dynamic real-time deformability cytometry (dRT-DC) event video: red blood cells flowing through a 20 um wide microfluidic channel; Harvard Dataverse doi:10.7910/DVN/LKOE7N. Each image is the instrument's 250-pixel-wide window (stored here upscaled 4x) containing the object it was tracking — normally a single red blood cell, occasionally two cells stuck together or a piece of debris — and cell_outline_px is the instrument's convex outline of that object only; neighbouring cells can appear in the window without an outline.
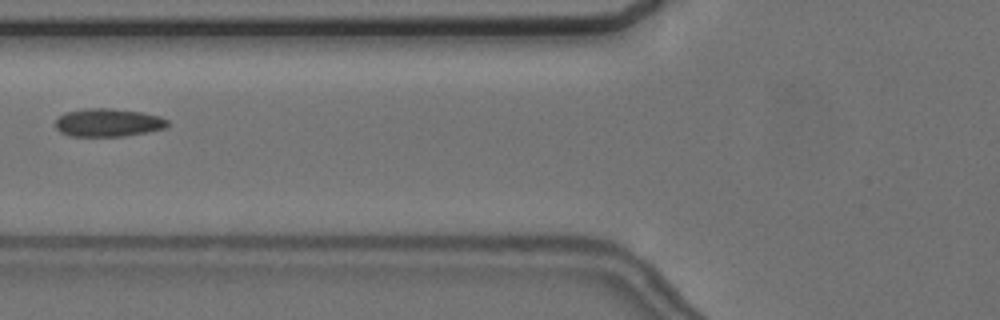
{"species": "common noctule bat (a hibernating species)", "species_latin": "Nyctalus noctula", "temperature_condition": "cold", "stored_images_in_passage": 6, "camera_frame_rate_fps": 3000, "um_per_image_px": 0.085, "animal": {"sex": "female", "body_mass_g": 24.6, "forearm_length_mm": 56.2}, "frame": {"image": 1, "passage_image": 6, "time_ms": 6.667, "image_size_px": [1000, 320], "cell_outline_px": [[168, 124], [164, 128], [148, 132], [124, 136], [68, 136], [60, 132], [56, 128], [56, 120], [64, 112], [84, 108], [112, 108], [140, 112], [160, 116], [168, 120]], "centroid_in_image_um": [9.17, 10.42], "position_along_channel_um": 116.6, "area_um2": 18.44}}